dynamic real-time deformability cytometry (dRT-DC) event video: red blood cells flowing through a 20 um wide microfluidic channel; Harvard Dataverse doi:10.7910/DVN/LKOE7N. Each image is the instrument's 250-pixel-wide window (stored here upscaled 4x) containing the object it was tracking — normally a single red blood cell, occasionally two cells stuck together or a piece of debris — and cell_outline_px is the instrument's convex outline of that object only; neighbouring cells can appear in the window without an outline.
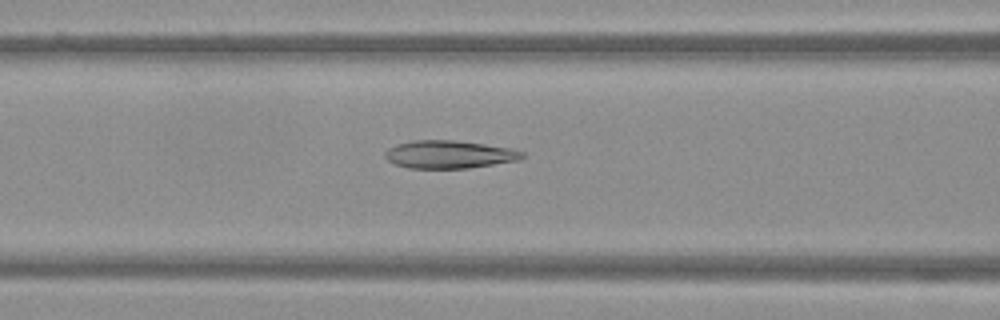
{"species": "Egyptian fruit bat (a non-hibernating species)", "species_latin": "Rousettus aegyptiacus", "temperature_condition": "warm", "stored_images_in_passage": 41, "camera_frame_rate_fps": 3000, "um_per_image_px": 0.085, "frame": {"image": 1, "passage_image": 12, "time_ms": 3.667, "image_size_px": [1000, 320], "cell_outline_px": [[524, 156], [520, 160], [468, 168], [408, 168], [396, 164], [388, 160], [384, 156], [384, 152], [388, 148], [396, 144], [412, 140], [456, 140], [512, 148], [524, 152]], "centroid_in_image_um": [38.18, 13.12], "position_along_channel_um": 128.4, "area_um2": 22.37}}
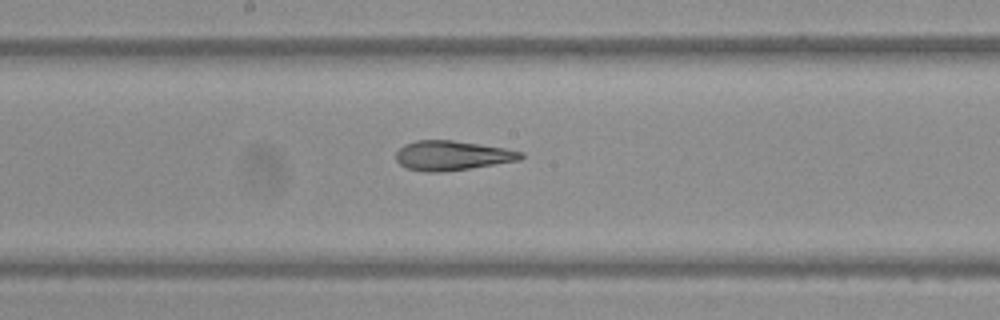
{"frame": {"image": 2, "passage_image": 18, "time_ms": 5.667, "image_size_px": [1000, 320], "cell_outline_px": [[524, 156], [520, 160], [472, 168], [440, 172], [428, 172], [408, 168], [400, 164], [396, 160], [396, 152], [404, 144], [416, 140], [452, 140], [480, 144], [504, 148], [524, 152]], "centroid_in_image_um": [38.44, 13.21], "position_along_channel_um": 209.8, "area_um2": 21.5}}
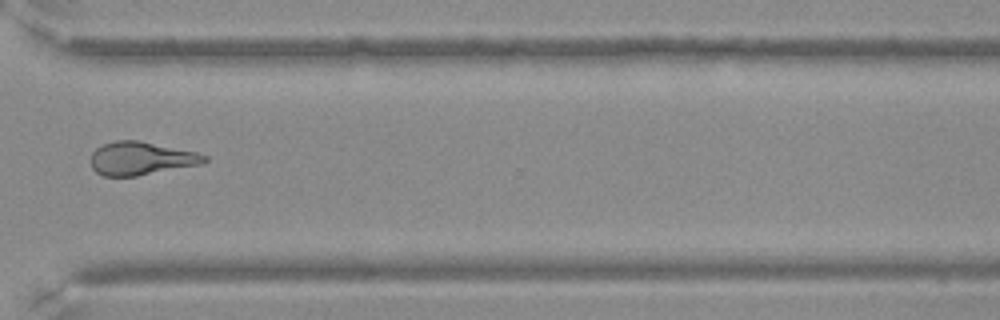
{"frame": {"image": 3, "passage_image": 29, "time_ms": 9.333, "image_size_px": [1000, 320], "cell_outline_px": [[208, 160], [204, 164], [136, 176], [104, 176], [96, 172], [92, 168], [88, 160], [92, 152], [96, 148], [104, 144], [116, 140], [140, 140], [196, 152], [208, 156]], "centroid_in_image_um": [11.98, 13.47], "position_along_channel_um": 358.6, "area_um2": 22.31}}